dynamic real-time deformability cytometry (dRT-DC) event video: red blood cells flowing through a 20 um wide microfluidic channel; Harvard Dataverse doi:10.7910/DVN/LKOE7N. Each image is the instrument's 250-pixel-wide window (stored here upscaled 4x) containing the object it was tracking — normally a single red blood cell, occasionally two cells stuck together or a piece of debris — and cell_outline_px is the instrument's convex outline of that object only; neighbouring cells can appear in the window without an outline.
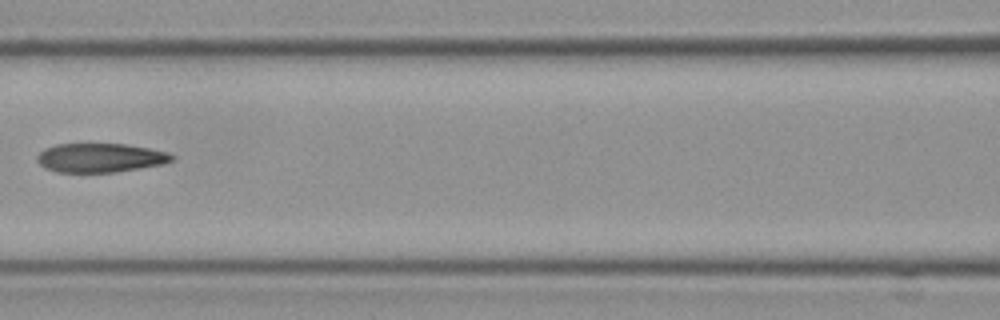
{"species": "Egyptian fruit bat (a non-hibernating species)", "species_latin": "Rousettus aegyptiacus", "temperature_condition": "cold", "stored_images_in_passage": 7, "camera_frame_rate_fps": 3000, "um_per_image_px": 0.085, "frame": {"image": 1, "passage_image": 5, "time_ms": 1.333, "image_size_px": [1000, 320], "cell_outline_px": [[176, 156], [172, 160], [160, 164], [116, 172], [56, 172], [40, 164], [36, 160], [36, 156], [44, 148], [56, 144], [124, 144], [148, 148], [168, 152]], "centroid_in_image_um": [8.49, 13.4], "position_along_channel_um": 158.1, "area_um2": 22.6}}
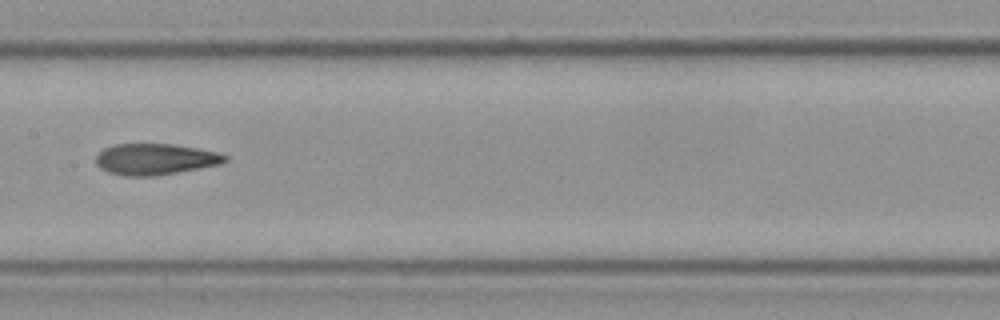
{"frame": {"image": 2, "passage_image": 6, "time_ms": 1.667, "image_size_px": [1000, 320], "cell_outline_px": [[228, 160], [220, 164], [176, 172], [152, 176], [124, 176], [108, 172], [100, 168], [96, 164], [96, 156], [104, 148], [112, 144], [172, 144], [196, 148], [216, 152], [228, 156]], "centroid_in_image_um": [13.16, 13.53], "position_along_channel_um": 194.2, "area_um2": 23.29}}
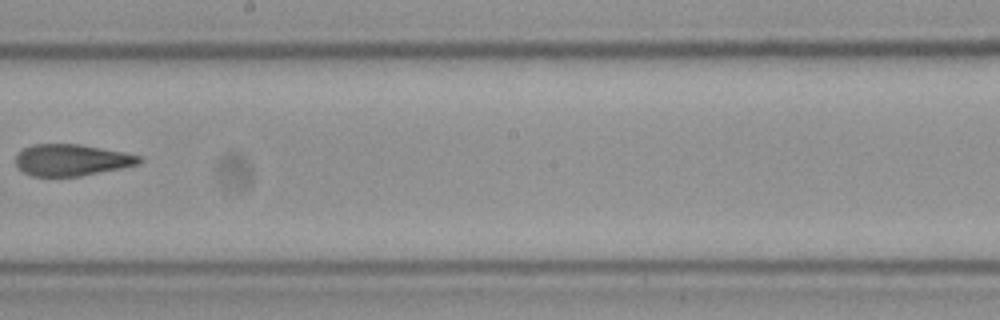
{"frame": {"image": 3, "passage_image": 7, "time_ms": 2.0, "image_size_px": [1000, 320], "cell_outline_px": [[144, 160], [140, 164], [80, 176], [32, 176], [24, 172], [16, 164], [16, 156], [24, 148], [32, 144], [80, 144], [124, 152], [140, 156]], "centroid_in_image_um": [6.11, 13.59], "position_along_channel_um": 242.1, "area_um2": 22.6}}